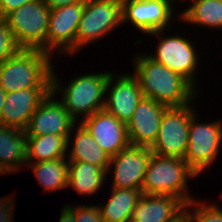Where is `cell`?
Instances as JSON below:
<instances>
[{
    "mask_svg": "<svg viewBox=\"0 0 222 222\" xmlns=\"http://www.w3.org/2000/svg\"><path fill=\"white\" fill-rule=\"evenodd\" d=\"M71 135L27 136V163L67 157ZM66 153V154H65Z\"/></svg>",
    "mask_w": 222,
    "mask_h": 222,
    "instance_id": "cell-21",
    "label": "cell"
},
{
    "mask_svg": "<svg viewBox=\"0 0 222 222\" xmlns=\"http://www.w3.org/2000/svg\"><path fill=\"white\" fill-rule=\"evenodd\" d=\"M152 155L150 148L129 144L110 157L106 173H113L112 188L141 189Z\"/></svg>",
    "mask_w": 222,
    "mask_h": 222,
    "instance_id": "cell-12",
    "label": "cell"
},
{
    "mask_svg": "<svg viewBox=\"0 0 222 222\" xmlns=\"http://www.w3.org/2000/svg\"><path fill=\"white\" fill-rule=\"evenodd\" d=\"M165 30L154 31L147 35L160 37L156 53L148 54L150 58L168 67L186 78L196 88L197 65L200 58H197V50L194 43L189 39L178 36L164 37ZM161 35V36H160ZM196 80V81H195Z\"/></svg>",
    "mask_w": 222,
    "mask_h": 222,
    "instance_id": "cell-9",
    "label": "cell"
},
{
    "mask_svg": "<svg viewBox=\"0 0 222 222\" xmlns=\"http://www.w3.org/2000/svg\"><path fill=\"white\" fill-rule=\"evenodd\" d=\"M59 222H75L74 215L65 206L62 207Z\"/></svg>",
    "mask_w": 222,
    "mask_h": 222,
    "instance_id": "cell-33",
    "label": "cell"
},
{
    "mask_svg": "<svg viewBox=\"0 0 222 222\" xmlns=\"http://www.w3.org/2000/svg\"><path fill=\"white\" fill-rule=\"evenodd\" d=\"M52 88H28L6 93L0 124L26 130L31 116Z\"/></svg>",
    "mask_w": 222,
    "mask_h": 222,
    "instance_id": "cell-17",
    "label": "cell"
},
{
    "mask_svg": "<svg viewBox=\"0 0 222 222\" xmlns=\"http://www.w3.org/2000/svg\"><path fill=\"white\" fill-rule=\"evenodd\" d=\"M93 139L110 157L126 148L130 143L126 123L118 120L104 109L80 120Z\"/></svg>",
    "mask_w": 222,
    "mask_h": 222,
    "instance_id": "cell-16",
    "label": "cell"
},
{
    "mask_svg": "<svg viewBox=\"0 0 222 222\" xmlns=\"http://www.w3.org/2000/svg\"><path fill=\"white\" fill-rule=\"evenodd\" d=\"M191 103L167 107L162 117L158 137L150 148L153 154L184 159L188 148V132L193 110Z\"/></svg>",
    "mask_w": 222,
    "mask_h": 222,
    "instance_id": "cell-7",
    "label": "cell"
},
{
    "mask_svg": "<svg viewBox=\"0 0 222 222\" xmlns=\"http://www.w3.org/2000/svg\"><path fill=\"white\" fill-rule=\"evenodd\" d=\"M20 49L8 27L6 19L0 17V64Z\"/></svg>",
    "mask_w": 222,
    "mask_h": 222,
    "instance_id": "cell-27",
    "label": "cell"
},
{
    "mask_svg": "<svg viewBox=\"0 0 222 222\" xmlns=\"http://www.w3.org/2000/svg\"><path fill=\"white\" fill-rule=\"evenodd\" d=\"M33 1L35 0H0V17L4 18L11 11Z\"/></svg>",
    "mask_w": 222,
    "mask_h": 222,
    "instance_id": "cell-30",
    "label": "cell"
},
{
    "mask_svg": "<svg viewBox=\"0 0 222 222\" xmlns=\"http://www.w3.org/2000/svg\"><path fill=\"white\" fill-rule=\"evenodd\" d=\"M83 10L84 1L51 9L46 36L47 53H75V37Z\"/></svg>",
    "mask_w": 222,
    "mask_h": 222,
    "instance_id": "cell-10",
    "label": "cell"
},
{
    "mask_svg": "<svg viewBox=\"0 0 222 222\" xmlns=\"http://www.w3.org/2000/svg\"><path fill=\"white\" fill-rule=\"evenodd\" d=\"M54 70L53 68L51 91L55 95L57 91L62 92L60 100L76 122L80 119V115L83 116L81 119L83 120L104 109L106 86L111 72L80 75L63 87Z\"/></svg>",
    "mask_w": 222,
    "mask_h": 222,
    "instance_id": "cell-3",
    "label": "cell"
},
{
    "mask_svg": "<svg viewBox=\"0 0 222 222\" xmlns=\"http://www.w3.org/2000/svg\"><path fill=\"white\" fill-rule=\"evenodd\" d=\"M27 165L26 131L0 124V170L10 174Z\"/></svg>",
    "mask_w": 222,
    "mask_h": 222,
    "instance_id": "cell-18",
    "label": "cell"
},
{
    "mask_svg": "<svg viewBox=\"0 0 222 222\" xmlns=\"http://www.w3.org/2000/svg\"><path fill=\"white\" fill-rule=\"evenodd\" d=\"M43 1L50 7V9H55L58 7L71 5L85 0H43Z\"/></svg>",
    "mask_w": 222,
    "mask_h": 222,
    "instance_id": "cell-31",
    "label": "cell"
},
{
    "mask_svg": "<svg viewBox=\"0 0 222 222\" xmlns=\"http://www.w3.org/2000/svg\"><path fill=\"white\" fill-rule=\"evenodd\" d=\"M122 25L121 0H85L75 37V53Z\"/></svg>",
    "mask_w": 222,
    "mask_h": 222,
    "instance_id": "cell-6",
    "label": "cell"
},
{
    "mask_svg": "<svg viewBox=\"0 0 222 222\" xmlns=\"http://www.w3.org/2000/svg\"><path fill=\"white\" fill-rule=\"evenodd\" d=\"M134 57L133 75L137 78L144 97L167 107H180L195 100L198 89L182 75L146 54L139 53Z\"/></svg>",
    "mask_w": 222,
    "mask_h": 222,
    "instance_id": "cell-1",
    "label": "cell"
},
{
    "mask_svg": "<svg viewBox=\"0 0 222 222\" xmlns=\"http://www.w3.org/2000/svg\"><path fill=\"white\" fill-rule=\"evenodd\" d=\"M109 201L99 207L104 222H130L141 198V189L111 188Z\"/></svg>",
    "mask_w": 222,
    "mask_h": 222,
    "instance_id": "cell-22",
    "label": "cell"
},
{
    "mask_svg": "<svg viewBox=\"0 0 222 222\" xmlns=\"http://www.w3.org/2000/svg\"><path fill=\"white\" fill-rule=\"evenodd\" d=\"M75 124V136L73 145L67 155L68 161L84 162L96 165L107 172L110 156L99 147L87 129L81 124Z\"/></svg>",
    "mask_w": 222,
    "mask_h": 222,
    "instance_id": "cell-20",
    "label": "cell"
},
{
    "mask_svg": "<svg viewBox=\"0 0 222 222\" xmlns=\"http://www.w3.org/2000/svg\"><path fill=\"white\" fill-rule=\"evenodd\" d=\"M104 169L84 162L68 161V187L90 196L99 192L107 179Z\"/></svg>",
    "mask_w": 222,
    "mask_h": 222,
    "instance_id": "cell-23",
    "label": "cell"
},
{
    "mask_svg": "<svg viewBox=\"0 0 222 222\" xmlns=\"http://www.w3.org/2000/svg\"><path fill=\"white\" fill-rule=\"evenodd\" d=\"M192 199L186 206L189 208L191 222H222V209L214 203L206 205ZM192 207V208H191ZM191 211L193 209V212Z\"/></svg>",
    "mask_w": 222,
    "mask_h": 222,
    "instance_id": "cell-26",
    "label": "cell"
},
{
    "mask_svg": "<svg viewBox=\"0 0 222 222\" xmlns=\"http://www.w3.org/2000/svg\"><path fill=\"white\" fill-rule=\"evenodd\" d=\"M5 98H6V92L4 91L3 88L0 87V116H1V113L3 111V106H4V103H5Z\"/></svg>",
    "mask_w": 222,
    "mask_h": 222,
    "instance_id": "cell-34",
    "label": "cell"
},
{
    "mask_svg": "<svg viewBox=\"0 0 222 222\" xmlns=\"http://www.w3.org/2000/svg\"><path fill=\"white\" fill-rule=\"evenodd\" d=\"M105 97L104 110L127 124L144 96L133 74L125 73L118 77L111 72Z\"/></svg>",
    "mask_w": 222,
    "mask_h": 222,
    "instance_id": "cell-13",
    "label": "cell"
},
{
    "mask_svg": "<svg viewBox=\"0 0 222 222\" xmlns=\"http://www.w3.org/2000/svg\"><path fill=\"white\" fill-rule=\"evenodd\" d=\"M50 12V7L43 0H35L4 17L21 49H38L46 52Z\"/></svg>",
    "mask_w": 222,
    "mask_h": 222,
    "instance_id": "cell-5",
    "label": "cell"
},
{
    "mask_svg": "<svg viewBox=\"0 0 222 222\" xmlns=\"http://www.w3.org/2000/svg\"><path fill=\"white\" fill-rule=\"evenodd\" d=\"M167 222H191L189 208L185 206L177 215Z\"/></svg>",
    "mask_w": 222,
    "mask_h": 222,
    "instance_id": "cell-32",
    "label": "cell"
},
{
    "mask_svg": "<svg viewBox=\"0 0 222 222\" xmlns=\"http://www.w3.org/2000/svg\"><path fill=\"white\" fill-rule=\"evenodd\" d=\"M198 176L184 159L153 154L142 183V194L175 196L186 205L196 199L189 195L188 180Z\"/></svg>",
    "mask_w": 222,
    "mask_h": 222,
    "instance_id": "cell-4",
    "label": "cell"
},
{
    "mask_svg": "<svg viewBox=\"0 0 222 222\" xmlns=\"http://www.w3.org/2000/svg\"><path fill=\"white\" fill-rule=\"evenodd\" d=\"M187 1V0H186ZM190 6L178 14L181 22L222 29V0H188Z\"/></svg>",
    "mask_w": 222,
    "mask_h": 222,
    "instance_id": "cell-24",
    "label": "cell"
},
{
    "mask_svg": "<svg viewBox=\"0 0 222 222\" xmlns=\"http://www.w3.org/2000/svg\"><path fill=\"white\" fill-rule=\"evenodd\" d=\"M14 199L11 197L0 198V222H13L12 218L14 217Z\"/></svg>",
    "mask_w": 222,
    "mask_h": 222,
    "instance_id": "cell-29",
    "label": "cell"
},
{
    "mask_svg": "<svg viewBox=\"0 0 222 222\" xmlns=\"http://www.w3.org/2000/svg\"><path fill=\"white\" fill-rule=\"evenodd\" d=\"M185 206L175 196L143 194L133 210L130 222H167Z\"/></svg>",
    "mask_w": 222,
    "mask_h": 222,
    "instance_id": "cell-19",
    "label": "cell"
},
{
    "mask_svg": "<svg viewBox=\"0 0 222 222\" xmlns=\"http://www.w3.org/2000/svg\"><path fill=\"white\" fill-rule=\"evenodd\" d=\"M38 49H20L0 64V87L6 93L28 88H51V57Z\"/></svg>",
    "mask_w": 222,
    "mask_h": 222,
    "instance_id": "cell-2",
    "label": "cell"
},
{
    "mask_svg": "<svg viewBox=\"0 0 222 222\" xmlns=\"http://www.w3.org/2000/svg\"><path fill=\"white\" fill-rule=\"evenodd\" d=\"M175 2L173 0H121L122 24L130 21L143 34L165 30L169 23L172 24V17L175 15L172 5Z\"/></svg>",
    "mask_w": 222,
    "mask_h": 222,
    "instance_id": "cell-11",
    "label": "cell"
},
{
    "mask_svg": "<svg viewBox=\"0 0 222 222\" xmlns=\"http://www.w3.org/2000/svg\"><path fill=\"white\" fill-rule=\"evenodd\" d=\"M167 106L143 97L132 118L127 122V135L131 145L151 148L155 143L160 123Z\"/></svg>",
    "mask_w": 222,
    "mask_h": 222,
    "instance_id": "cell-15",
    "label": "cell"
},
{
    "mask_svg": "<svg viewBox=\"0 0 222 222\" xmlns=\"http://www.w3.org/2000/svg\"><path fill=\"white\" fill-rule=\"evenodd\" d=\"M27 164L32 168L45 192L68 188V160L66 157Z\"/></svg>",
    "mask_w": 222,
    "mask_h": 222,
    "instance_id": "cell-25",
    "label": "cell"
},
{
    "mask_svg": "<svg viewBox=\"0 0 222 222\" xmlns=\"http://www.w3.org/2000/svg\"><path fill=\"white\" fill-rule=\"evenodd\" d=\"M73 215L75 222H104L100 213V205H64Z\"/></svg>",
    "mask_w": 222,
    "mask_h": 222,
    "instance_id": "cell-28",
    "label": "cell"
},
{
    "mask_svg": "<svg viewBox=\"0 0 222 222\" xmlns=\"http://www.w3.org/2000/svg\"><path fill=\"white\" fill-rule=\"evenodd\" d=\"M196 114L197 112L191 116L184 160L199 175L209 170L221 151L222 120L199 123Z\"/></svg>",
    "mask_w": 222,
    "mask_h": 222,
    "instance_id": "cell-8",
    "label": "cell"
},
{
    "mask_svg": "<svg viewBox=\"0 0 222 222\" xmlns=\"http://www.w3.org/2000/svg\"><path fill=\"white\" fill-rule=\"evenodd\" d=\"M51 91L31 116L26 136L46 134L71 135L76 121L70 116L60 100H55Z\"/></svg>",
    "mask_w": 222,
    "mask_h": 222,
    "instance_id": "cell-14",
    "label": "cell"
}]
</instances>
